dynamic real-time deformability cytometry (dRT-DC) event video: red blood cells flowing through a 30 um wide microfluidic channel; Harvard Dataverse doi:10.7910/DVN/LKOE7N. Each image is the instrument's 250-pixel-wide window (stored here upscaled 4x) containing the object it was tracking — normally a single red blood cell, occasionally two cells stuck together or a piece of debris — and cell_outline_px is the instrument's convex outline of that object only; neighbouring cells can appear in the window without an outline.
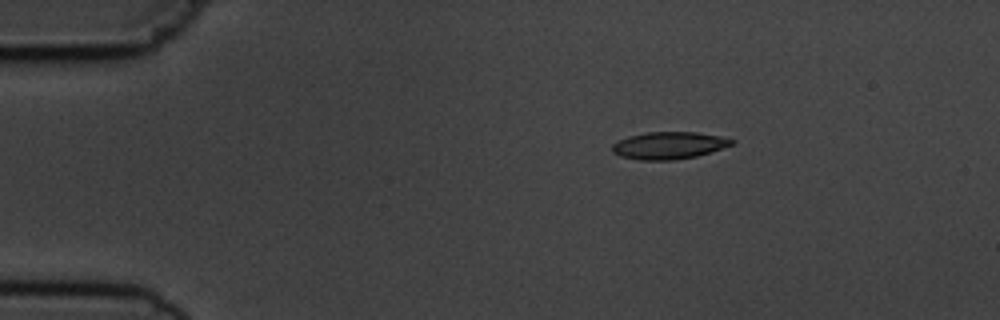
{"species": "common noctule bat (a hibernating species)", "species_latin": "Nyctalus noctula", "temperature_condition": "cold", "stored_images_in_passage": 3, "camera_frame_rate_fps": 3000, "um_per_image_px": 0.085, "animal": {"sex": "male", "body_mass_g": 19.5, "forearm_length_mm": 54.6}, "frame": {"image": 1, "passage_image": 1, "time_ms": 0.0, "image_size_px": [1000, 320], "cell_outline_px": [[736, 140], [732, 144], [696, 156], [672, 160], [640, 160], [620, 156], [612, 152], [612, 144], [628, 136], [648, 132], [696, 132], [720, 136]], "centroid_in_image_um": [56.82, 12.36], "position_along_channel_um": 28.2, "area_um2": 18.73}}
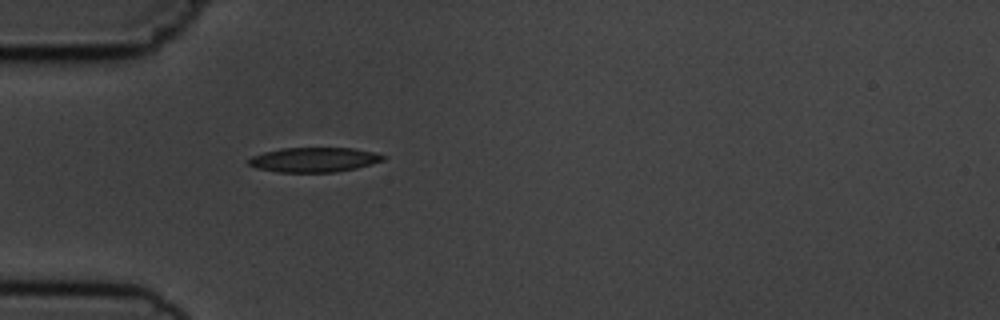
{"frame": {"image": 2, "passage_image": 3, "time_ms": 2.333, "image_size_px": [1000, 320], "cell_outline_px": [[388, 156], [384, 160], [356, 168], [336, 172], [276, 172], [256, 168], [248, 164], [248, 160], [252, 156], [264, 152], [280, 148], [352, 148], [376, 152]], "centroid_in_image_um": [26.71, 13.57], "position_along_channel_um": 58.3, "area_um2": 19.42}}